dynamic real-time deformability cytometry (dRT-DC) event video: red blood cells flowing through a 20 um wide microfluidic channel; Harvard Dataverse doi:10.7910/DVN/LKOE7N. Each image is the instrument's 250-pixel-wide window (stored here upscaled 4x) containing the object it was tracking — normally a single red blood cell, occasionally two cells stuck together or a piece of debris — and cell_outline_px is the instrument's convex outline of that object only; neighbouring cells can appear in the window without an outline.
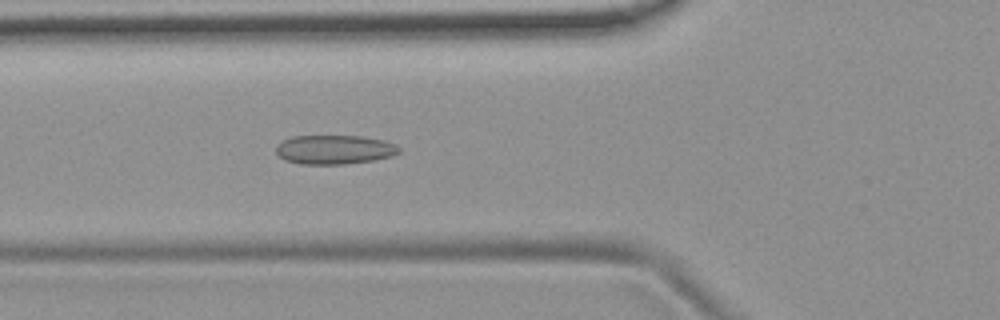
{"species": "common noctule bat (a hibernating species)", "species_latin": "Nyctalus noctula", "temperature_condition": "room temperature", "stored_images_in_passage": 54, "camera_frame_rate_fps": 3000, "um_per_image_px": 0.085, "animal": {"sex": "female", "body_mass_g": 19.9}, "frame": {"image": 1, "passage_image": 20, "time_ms": 6.333, "image_size_px": [1000, 320], "cell_outline_px": [[400, 152], [392, 156], [372, 160], [344, 164], [300, 164], [284, 160], [276, 152], [276, 144], [292, 136], [360, 136], [384, 140], [396, 144], [400, 148]], "centroid_in_image_um": [28.42, 12.71], "position_along_channel_um": 97.4, "area_um2": 20.92}}
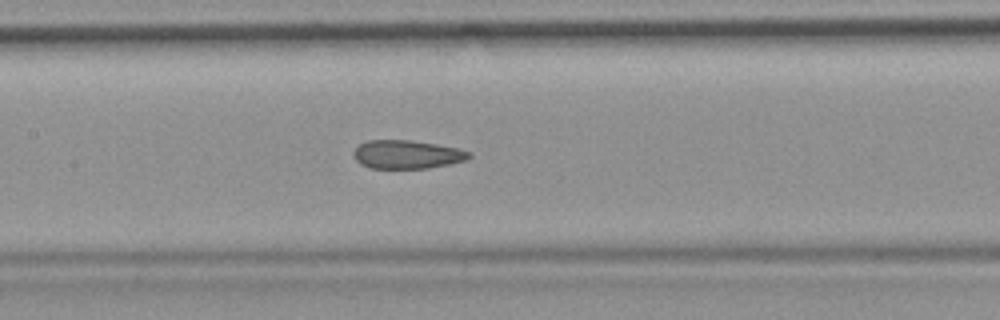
{"frame": {"image": 2, "passage_image": 26, "time_ms": 8.333, "image_size_px": [1000, 320], "cell_outline_px": [[472, 156], [464, 160], [448, 164], [428, 168], [368, 168], [360, 164], [352, 156], [352, 152], [360, 144], [368, 140], [412, 140], [460, 148], [472, 152]], "centroid_in_image_um": [34.58, 13.12], "position_along_channel_um": 172.8, "area_um2": 19.31}}
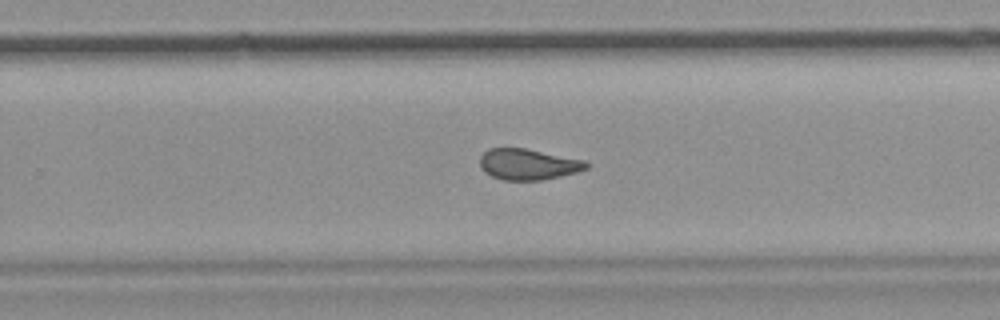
{"frame": {"image": 3, "passage_image": 35, "time_ms": 11.333, "image_size_px": [1000, 320], "cell_outline_px": [[592, 164], [588, 168], [576, 172], [560, 176], [540, 180], [504, 180], [492, 176], [484, 172], [480, 168], [480, 156], [488, 148], [524, 148], [584, 160]], "centroid_in_image_um": [44.88, 13.96], "position_along_channel_um": 284.9, "area_um2": 19.19}, "authors_computed_cell_mechanics": {"area_um2": 20.519, "velocity_mm_per_s": 3.7599, "shape_relaxation_time_tau1_ms": null, "shape_relaxation_time_tau2_ms": 1.8943, "deformation_change_tau1": null, "deformation_change_tau2": 0.0817}}